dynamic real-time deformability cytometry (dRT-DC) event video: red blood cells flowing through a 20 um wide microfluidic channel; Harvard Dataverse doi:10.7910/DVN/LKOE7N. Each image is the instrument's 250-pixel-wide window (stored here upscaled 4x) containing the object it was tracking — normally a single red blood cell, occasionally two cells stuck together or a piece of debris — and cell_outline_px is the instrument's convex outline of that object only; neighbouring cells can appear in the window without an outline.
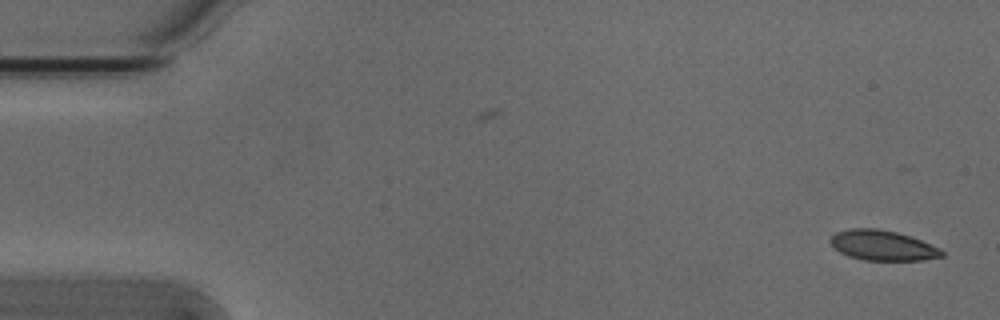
{"species": "Egyptian fruit bat (a non-hibernating species)", "species_latin": "Rousettus aegyptiacus", "temperature_condition": "cold", "stored_images_in_passage": 5, "camera_frame_rate_fps": 3000, "um_per_image_px": 0.085, "animal": {"sex": "male"}, "frame": {"image": 1, "passage_image": 1, "time_ms": 0.0, "image_size_px": [1000, 320], "cell_outline_px": [[944, 256], [924, 260], [864, 260], [848, 256], [840, 252], [828, 240], [836, 232], [852, 228], [876, 228], [896, 232], [920, 240], [940, 248], [944, 252]], "centroid_in_image_um": [75.02, 20.86], "position_along_channel_um": 10.0, "area_um2": 19.42}}